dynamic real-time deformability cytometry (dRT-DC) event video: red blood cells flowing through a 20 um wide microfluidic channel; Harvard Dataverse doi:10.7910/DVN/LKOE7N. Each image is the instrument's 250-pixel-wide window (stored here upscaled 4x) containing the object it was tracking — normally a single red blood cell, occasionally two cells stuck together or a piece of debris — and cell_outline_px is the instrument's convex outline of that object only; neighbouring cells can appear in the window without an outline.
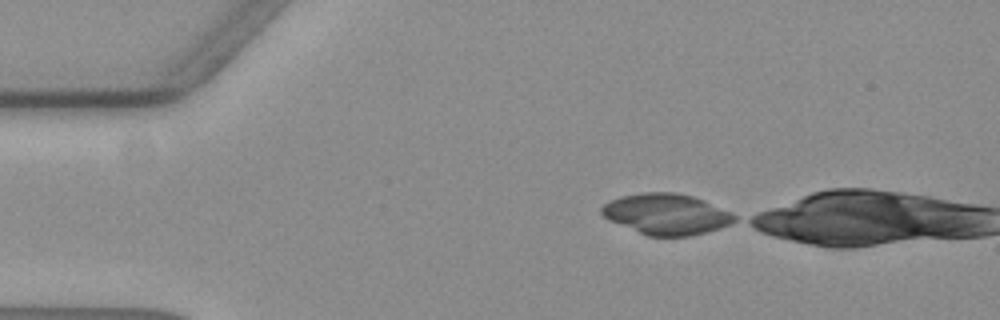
{"species": "common noctule bat (a hibernating species)", "species_latin": "Nyctalus noctula", "temperature_condition": "warm", "stored_images_in_passage": 37, "camera_frame_rate_fps": 3000, "um_per_image_px": 0.085, "animal": {"sex": "female", "body_mass_g": 19.3, "forearm_length_mm": 54.1}, "frame": {"image": 1, "passage_image": 1, "time_ms": 0.0, "image_size_px": [1000, 320], "cell_outline_px": [[736, 220], [728, 224], [704, 232], [688, 236], [648, 236], [608, 220], [600, 212], [600, 208], [604, 204], [620, 196], [640, 192], [676, 192], [692, 196], [704, 200], [736, 216]], "centroid_in_image_um": [56.57, 18.19], "position_along_channel_um": 28.4, "area_um2": 31.27}}